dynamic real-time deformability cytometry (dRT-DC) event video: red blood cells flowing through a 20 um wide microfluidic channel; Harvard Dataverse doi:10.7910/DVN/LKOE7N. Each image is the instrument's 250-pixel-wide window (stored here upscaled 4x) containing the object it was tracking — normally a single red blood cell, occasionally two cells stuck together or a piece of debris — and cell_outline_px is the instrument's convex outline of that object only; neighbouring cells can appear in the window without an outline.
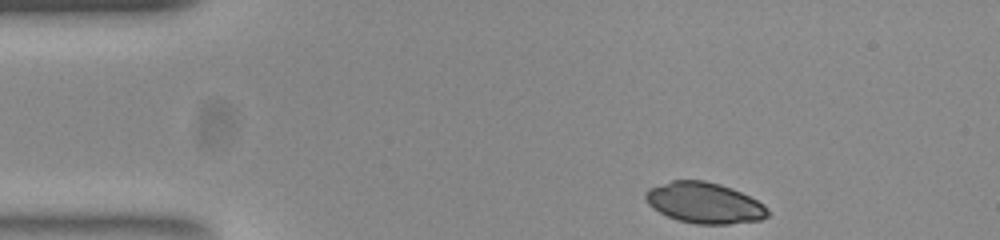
{"species": "common noctule bat (a hibernating species)", "species_latin": "Nyctalus noctula", "temperature_condition": "room temperature", "stored_images_in_passage": 36, "camera_frame_rate_fps": 3000, "um_per_image_px": 0.085, "animal": {"sex": "female", "body_mass_g": 23.0, "forearm_length_mm": 53.4}, "frame": {"image": 1, "passage_image": 1, "time_ms": 0.0, "image_size_px": [1000, 240], "cell_outline_px": [[768, 216], [760, 220], [728, 224], [696, 224], [680, 220], [668, 216], [652, 208], [648, 204], [644, 196], [644, 192], [648, 188], [672, 180], [704, 180], [720, 184], [732, 188], [764, 204], [768, 208]], "centroid_in_image_um": [59.85, 17.24], "position_along_channel_um": 25.1, "area_um2": 29.07}}
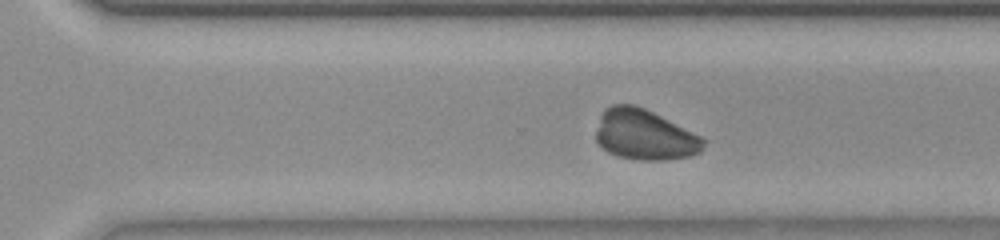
{"frame": {"image": 2, "passage_image": 29, "time_ms": 9.333, "image_size_px": [1000, 240], "cell_outline_px": [[708, 140], [700, 152], [688, 156], [664, 160], [640, 160], [620, 156], [608, 152], [596, 140], [596, 132], [600, 116], [604, 108], [612, 104], [636, 104]], "centroid_in_image_um": [54.78, 11.45], "position_along_channel_um": 315.8, "area_um2": 31.33}}
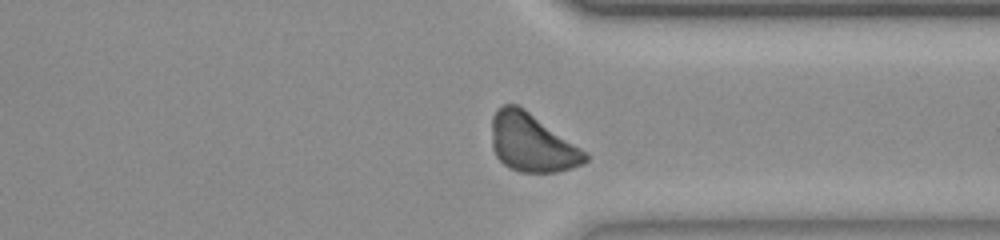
{"frame": {"image": 3, "passage_image": 33, "time_ms": 10.667, "image_size_px": [1000, 240], "cell_outline_px": [[588, 160], [584, 164], [572, 168], [556, 172], [520, 172], [504, 164], [496, 156], [492, 148], [492, 116], [496, 108], [504, 104], [516, 104], [524, 108], [588, 152]], "centroid_in_image_um": [45.22, 12.13], "position_along_channel_um": 366.2, "area_um2": 31.91}}